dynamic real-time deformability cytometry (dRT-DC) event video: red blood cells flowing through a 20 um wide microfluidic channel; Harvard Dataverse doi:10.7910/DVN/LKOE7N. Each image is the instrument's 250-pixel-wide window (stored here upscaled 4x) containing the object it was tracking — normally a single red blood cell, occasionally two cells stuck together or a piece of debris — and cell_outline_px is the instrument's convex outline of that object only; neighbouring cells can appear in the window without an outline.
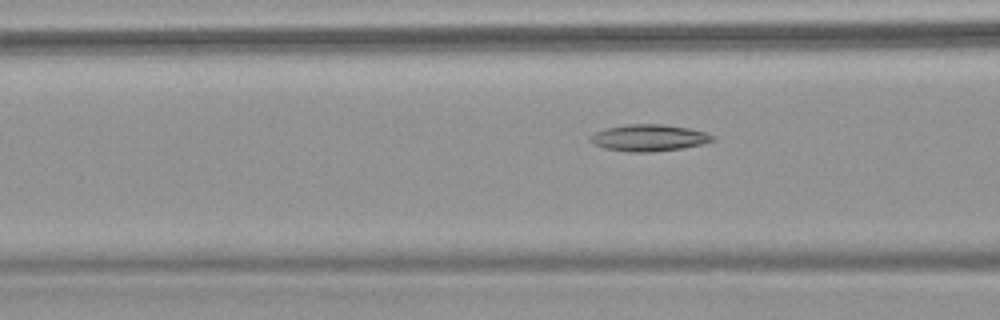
{"species": "common noctule bat (a hibernating species)", "species_latin": "Nyctalus noctula", "temperature_condition": "warm", "stored_images_in_passage": 67, "camera_frame_rate_fps": 3000, "um_per_image_px": 0.085, "animal": {"sex": "female", "body_mass_g": 18.4}, "frame": {"image": 1, "passage_image": 28, "time_ms": 9.0, "image_size_px": [1000, 320], "cell_outline_px": [[716, 140], [700, 144], [680, 148], [648, 152], [628, 152], [604, 148], [592, 144], [588, 140], [588, 136], [596, 132], [608, 128], [628, 124], [664, 124], [688, 128], [704, 132], [716, 136]], "centroid_in_image_um": [55.12, 11.71], "position_along_channel_um": 111.5, "area_um2": 18.96}}
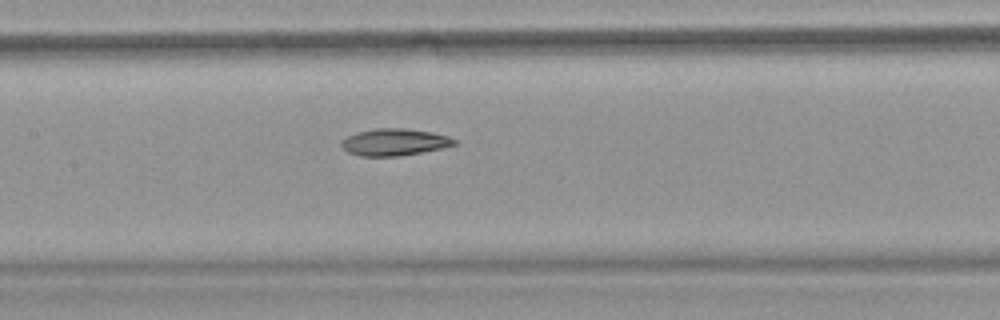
{"frame": {"image": 2, "passage_image": 34, "time_ms": 11.0, "image_size_px": [1000, 320], "cell_outline_px": [[456, 144], [444, 148], [400, 156], [360, 156], [348, 152], [340, 144], [340, 140], [356, 132], [376, 128], [404, 128], [432, 132], [448, 136], [456, 140]], "centroid_in_image_um": [33.52, 12.08], "position_along_channel_um": 173.9, "area_um2": 17.8}}
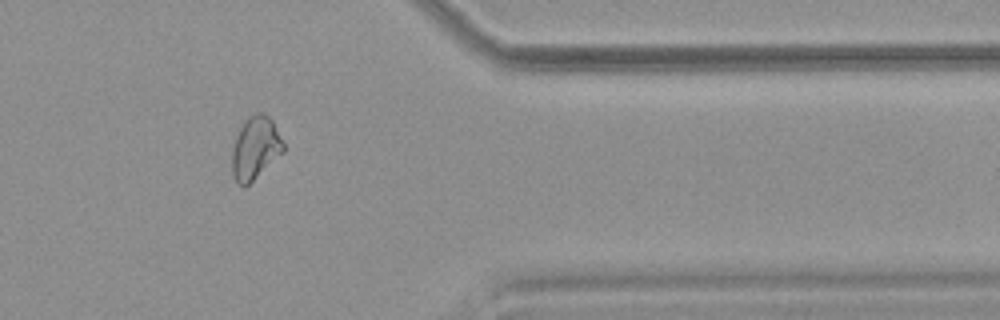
{"frame": {"image": 3, "passage_image": 56, "time_ms": 18.333, "image_size_px": [1000, 320], "cell_outline_px": [[284, 152], [244, 188], [236, 184], [232, 176], [232, 148], [236, 136], [244, 120], [248, 116], [256, 112], [264, 112], [272, 120], [284, 144]], "centroid_in_image_um": [21.68, 12.59], "position_along_channel_um": 389.7, "area_um2": 18.96}}